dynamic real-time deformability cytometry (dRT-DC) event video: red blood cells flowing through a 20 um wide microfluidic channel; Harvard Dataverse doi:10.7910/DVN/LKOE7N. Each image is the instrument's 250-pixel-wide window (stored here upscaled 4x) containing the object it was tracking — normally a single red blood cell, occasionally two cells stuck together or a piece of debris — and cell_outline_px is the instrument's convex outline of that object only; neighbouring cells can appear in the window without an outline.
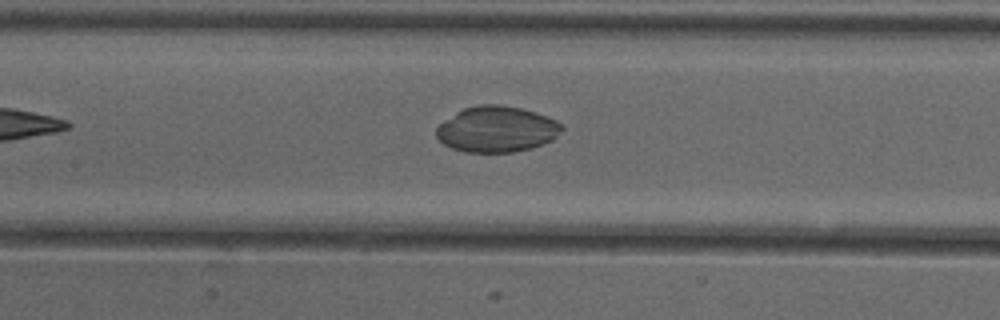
{"species": "common noctule bat (a hibernating species)", "species_latin": "Nyctalus noctula", "temperature_condition": "cold", "stored_images_in_passage": 7, "camera_frame_rate_fps": 3000, "um_per_image_px": 0.085, "animal": {"sex": "female"}, "frame": {"image": 1, "passage_image": 7, "time_ms": 7.667, "image_size_px": [1000, 320], "cell_outline_px": [[564, 128], [552, 140], [532, 148], [512, 152], [464, 152], [452, 148], [444, 144], [436, 136], [436, 128], [444, 120], [456, 112], [464, 108], [480, 104], [500, 104], [520, 108], [536, 112], [556, 120]], "centroid_in_image_um": [42.21, 10.98], "position_along_channel_um": 165.2, "area_um2": 33.52}}